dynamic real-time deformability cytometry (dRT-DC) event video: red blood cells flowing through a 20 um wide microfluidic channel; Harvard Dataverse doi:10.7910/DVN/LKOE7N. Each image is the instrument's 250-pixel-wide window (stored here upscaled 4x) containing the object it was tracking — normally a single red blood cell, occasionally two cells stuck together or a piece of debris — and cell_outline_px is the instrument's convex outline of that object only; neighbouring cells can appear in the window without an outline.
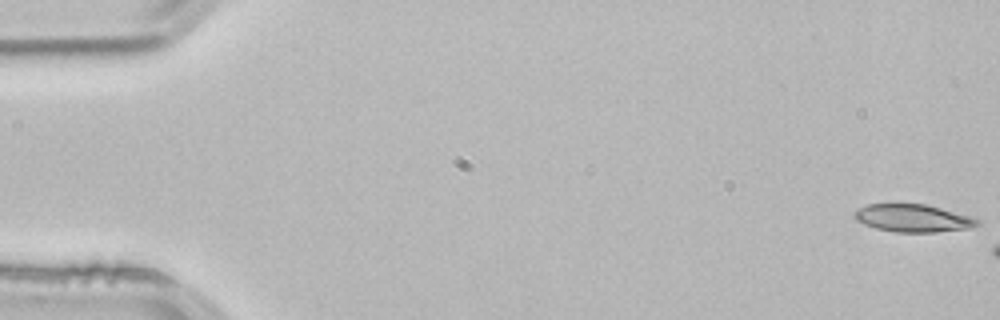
{"species": "common noctule bat (a hibernating species)", "species_latin": "Nyctalus noctula", "temperature_condition": "room temperature", "stored_images_in_passage": 7, "camera_frame_rate_fps": 3000, "um_per_image_px": 0.085, "animal": {"sex": "male", "body_mass_g": 21.5, "forearm_length_mm": 52.0}, "frame": {"image": 1, "passage_image": 1, "time_ms": 0.0, "image_size_px": [1000, 320], "cell_outline_px": [[980, 224], [968, 228], [936, 232], [892, 232], [876, 228], [864, 224], [856, 220], [852, 216], [852, 212], [868, 204], [924, 204], [940, 208], [968, 216], [980, 220]], "centroid_in_image_um": [77.54, 18.55], "position_along_channel_um": 7.5, "area_um2": 19.65}}